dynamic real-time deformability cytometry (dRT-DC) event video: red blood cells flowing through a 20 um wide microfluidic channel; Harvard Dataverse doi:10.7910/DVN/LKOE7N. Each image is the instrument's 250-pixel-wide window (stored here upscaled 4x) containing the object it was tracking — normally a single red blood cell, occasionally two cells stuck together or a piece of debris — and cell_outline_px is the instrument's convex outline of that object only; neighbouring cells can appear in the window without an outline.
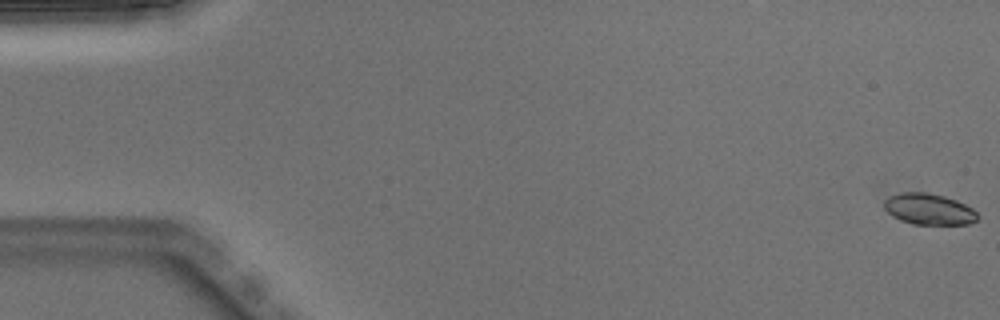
{"species": "Egyptian fruit bat (a non-hibernating species)", "species_latin": "Rousettus aegyptiacus", "temperature_condition": "warm", "stored_images_in_passage": 51, "camera_frame_rate_fps": 3000, "um_per_image_px": 0.085, "animal": {"sex": "male"}, "frame": {"image": 1, "passage_image": 1, "time_ms": 0.0, "image_size_px": [1000, 320], "cell_outline_px": [[980, 216], [976, 220], [968, 224], [912, 224], [900, 220], [892, 216], [884, 208], [884, 200], [888, 196], [900, 192], [924, 192], [944, 196], [956, 200], [972, 208]], "centroid_in_image_um": [78.93, 17.77], "position_along_channel_um": 6.1, "area_um2": 16.99}}
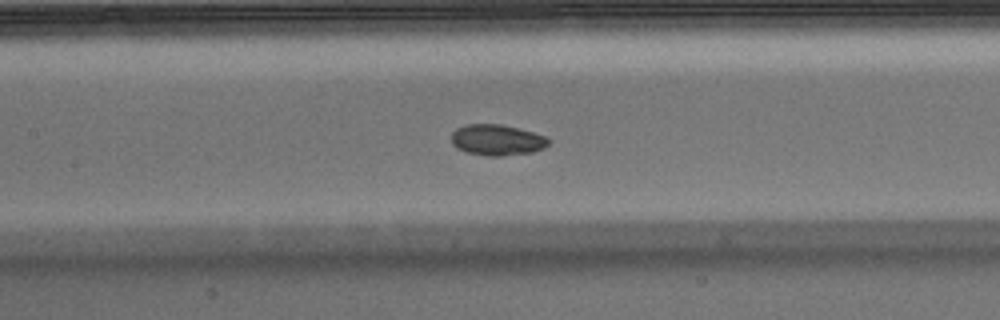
{"frame": {"image": 2, "passage_image": 24, "time_ms": 7.667, "image_size_px": [1000, 320], "cell_outline_px": [[552, 140], [544, 148], [532, 152], [504, 156], [488, 156], [468, 152], [456, 148], [452, 144], [452, 132], [456, 128], [464, 124], [500, 124], [520, 128], [544, 136]], "centroid_in_image_um": [42.24, 11.89], "position_along_channel_um": 165.2, "area_um2": 17.63}}
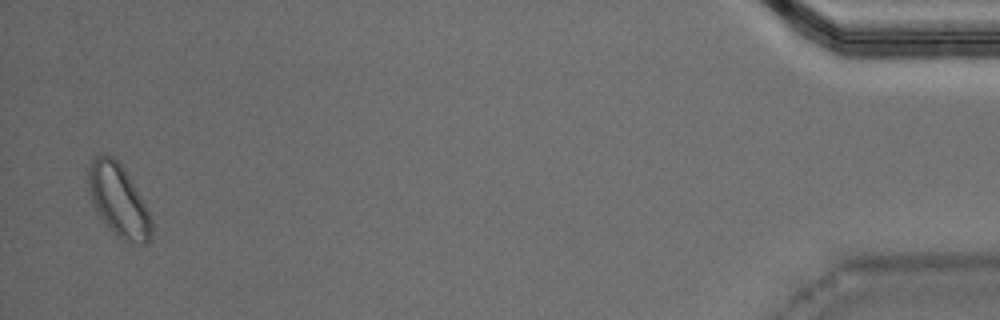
{"frame": {"image": 3, "passage_image": 50, "time_ms": 16.333, "image_size_px": [1000, 320], "cell_outline_px": [[152, 240], [148, 244], [128, 244], [120, 240], [112, 232], [96, 212], [92, 200], [88, 184], [88, 168], [92, 160], [96, 156], [104, 152], [112, 156], [120, 164], [128, 176], [144, 204], [152, 220]], "centroid_in_image_um": [10.08, 17.1], "position_along_channel_um": 425.1, "area_um2": 26.65}, "authors_computed_cell_mechanics": {"area_um2": 17.6868, "velocity_mm_per_s": 3.9986, "shape_relaxation_time_tau1_ms": 2.8044, "shape_relaxation_time_tau2_ms": 4.2425, "deformation_change_tau1": 0.0533, "deformation_change_tau2": 0.0825}}